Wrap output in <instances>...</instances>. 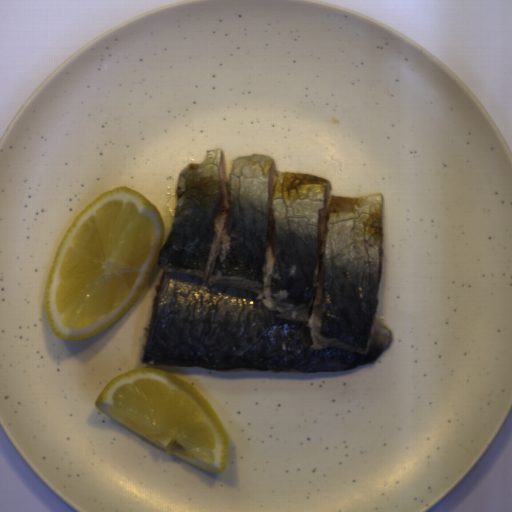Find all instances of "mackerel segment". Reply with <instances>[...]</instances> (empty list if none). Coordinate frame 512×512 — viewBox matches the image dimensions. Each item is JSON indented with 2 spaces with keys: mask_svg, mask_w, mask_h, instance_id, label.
Wrapping results in <instances>:
<instances>
[{
  "mask_svg": "<svg viewBox=\"0 0 512 512\" xmlns=\"http://www.w3.org/2000/svg\"><path fill=\"white\" fill-rule=\"evenodd\" d=\"M383 193L337 196L273 157L207 149L178 175L143 365L313 374L377 362Z\"/></svg>",
  "mask_w": 512,
  "mask_h": 512,
  "instance_id": "14911b7f",
  "label": "mackerel segment"
}]
</instances>
